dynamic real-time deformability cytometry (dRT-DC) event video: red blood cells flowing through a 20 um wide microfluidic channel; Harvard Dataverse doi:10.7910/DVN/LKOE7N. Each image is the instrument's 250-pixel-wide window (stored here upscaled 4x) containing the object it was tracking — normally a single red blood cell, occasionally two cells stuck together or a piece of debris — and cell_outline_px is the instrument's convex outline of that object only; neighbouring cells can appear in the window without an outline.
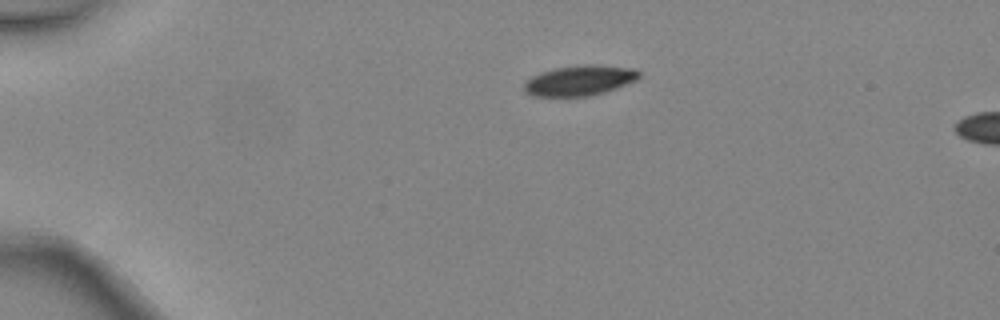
{"species": "common noctule bat (a hibernating species)", "species_latin": "Nyctalus noctula", "temperature_condition": "warm", "stored_images_in_passage": 2, "camera_frame_rate_fps": 3000, "um_per_image_px": 0.085, "animal": {"sex": "female", "body_mass_g": 24.6, "forearm_length_mm": 56.2}, "frame": {"image": 1, "passage_image": 1, "time_ms": 0.0, "image_size_px": [1000, 320], "cell_outline_px": [[640, 76], [636, 80], [616, 88], [604, 92], [588, 96], [532, 96], [524, 92], [524, 80], [540, 72], [552, 68], [584, 64], [588, 64], [636, 68], [640, 72]], "centroid_in_image_um": [49.23, 6.83], "position_along_channel_um": 35.8, "area_um2": 20.46}}